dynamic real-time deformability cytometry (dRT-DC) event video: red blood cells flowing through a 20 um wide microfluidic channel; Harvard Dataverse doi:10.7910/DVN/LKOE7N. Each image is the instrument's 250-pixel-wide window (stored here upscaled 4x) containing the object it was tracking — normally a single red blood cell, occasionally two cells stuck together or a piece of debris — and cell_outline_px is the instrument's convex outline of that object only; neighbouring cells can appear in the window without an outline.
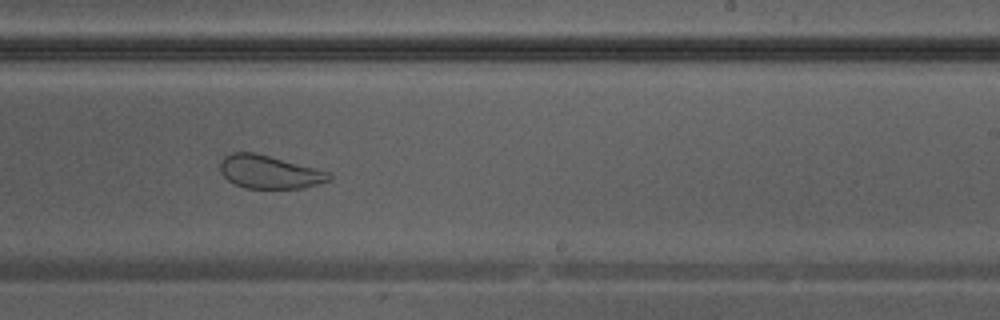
{"species": "Egyptian fruit bat (a non-hibernating species)", "species_latin": "Rousettus aegyptiacus", "temperature_condition": "warm", "stored_images_in_passage": 36, "camera_frame_rate_fps": 3000, "um_per_image_px": 0.085, "animal": {"sex": "male"}, "frame": {"image": 1, "passage_image": 26, "time_ms": 8.333, "image_size_px": [1000, 320], "cell_outline_px": [[332, 176], [328, 180], [304, 188], [244, 188], [228, 180], [220, 172], [220, 160], [224, 156], [232, 152], [256, 152], [316, 168], [328, 172]], "centroid_in_image_um": [22.85, 14.6], "position_along_channel_um": 266.1, "area_um2": 21.04}}